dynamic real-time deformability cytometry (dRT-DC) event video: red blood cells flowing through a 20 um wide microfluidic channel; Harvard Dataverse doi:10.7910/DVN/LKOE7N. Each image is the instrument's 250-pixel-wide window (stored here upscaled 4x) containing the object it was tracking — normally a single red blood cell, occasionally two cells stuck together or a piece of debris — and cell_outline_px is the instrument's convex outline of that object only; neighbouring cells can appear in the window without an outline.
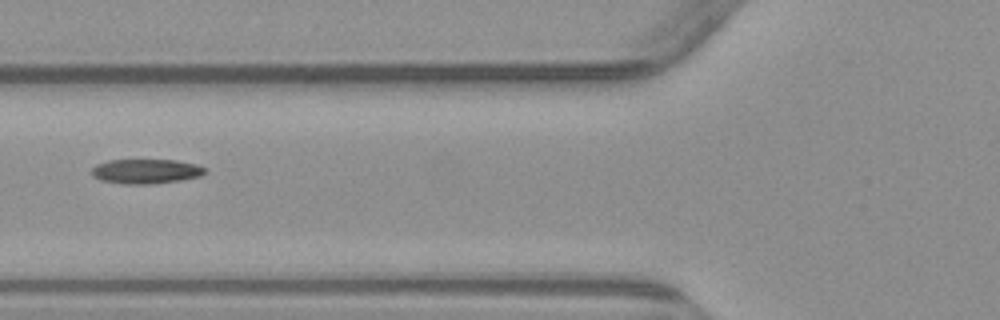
{"species": "common noctule bat (a hibernating species)", "species_latin": "Nyctalus noctula", "temperature_condition": "warm", "stored_images_in_passage": 5, "camera_frame_rate_fps": 3000, "um_per_image_px": 0.085, "animal": {"sex": "male", "body_mass_g": 23.1, "forearm_length_mm": 52.7}, "frame": {"image": 1, "passage_image": 5, "time_ms": 6.0, "image_size_px": [1000, 320], "cell_outline_px": [[204, 172], [200, 176], [180, 180], [152, 184], [124, 184], [100, 180], [92, 176], [92, 168], [96, 164], [108, 160], [176, 160], [196, 164], [204, 168]], "centroid_in_image_um": [12.36, 14.56], "position_along_channel_um": 113.4, "area_um2": 16.18}}